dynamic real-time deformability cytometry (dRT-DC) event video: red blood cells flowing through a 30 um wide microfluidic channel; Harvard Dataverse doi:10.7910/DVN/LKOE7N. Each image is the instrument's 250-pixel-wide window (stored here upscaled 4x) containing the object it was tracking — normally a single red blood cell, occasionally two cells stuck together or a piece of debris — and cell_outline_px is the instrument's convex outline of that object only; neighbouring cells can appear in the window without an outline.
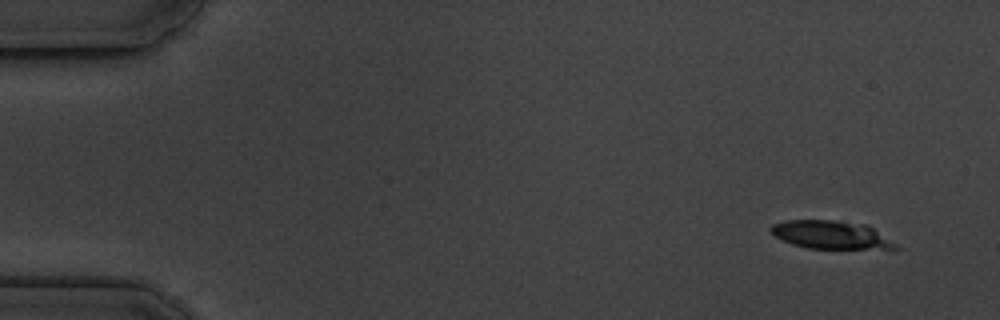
{"species": "common noctule bat (a hibernating species)", "species_latin": "Nyctalus noctula", "temperature_condition": "cold", "stored_images_in_passage": 16, "camera_frame_rate_fps": 3000, "um_per_image_px": 0.085, "animal": {"sex": "male", "body_mass_g": 19.5, "forearm_length_mm": 54.6}, "frame": {"image": 1, "passage_image": 1, "time_ms": 0.0, "image_size_px": [1000, 320], "cell_outline_px": [[900, 248], [892, 252], [808, 248], [792, 244], [768, 232], [768, 228], [772, 224], [784, 220], [832, 220], [868, 224], [896, 244]], "centroid_in_image_um": [70.76, 20.01], "position_along_channel_um": 14.2, "area_um2": 21.62}}